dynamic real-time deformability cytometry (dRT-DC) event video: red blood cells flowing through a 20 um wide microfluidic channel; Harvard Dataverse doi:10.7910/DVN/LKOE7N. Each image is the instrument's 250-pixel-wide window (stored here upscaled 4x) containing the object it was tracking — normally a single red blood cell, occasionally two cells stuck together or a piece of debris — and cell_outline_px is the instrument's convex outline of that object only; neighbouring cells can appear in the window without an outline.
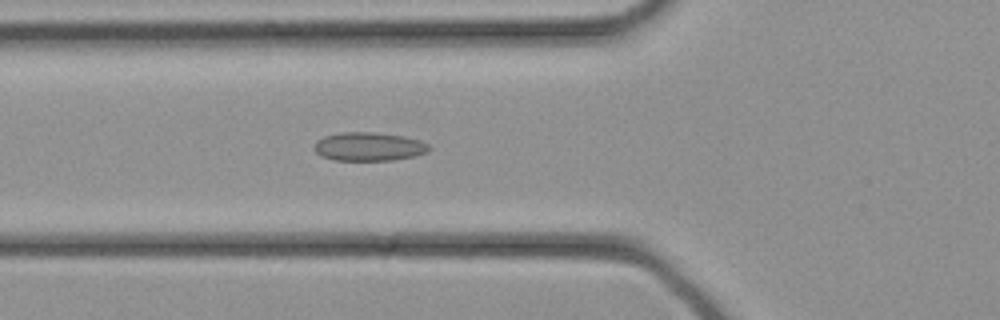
{"species": "common noctule bat (a hibernating species)", "species_latin": "Nyctalus noctula", "temperature_condition": "cold", "stored_images_in_passage": 25, "camera_frame_rate_fps": 3000, "um_per_image_px": 0.085, "animal": {"sex": "female", "body_mass_g": 21.9}, "frame": {"image": 1, "passage_image": 4, "time_ms": 1.0, "image_size_px": [1000, 320], "cell_outline_px": [[432, 148], [428, 152], [416, 156], [392, 160], [336, 160], [320, 156], [312, 148], [316, 140], [324, 136], [340, 132], [376, 132], [404, 136], [420, 140], [428, 144]], "centroid_in_image_um": [31.35, 12.45], "position_along_channel_um": 94.4, "area_um2": 19.42}}
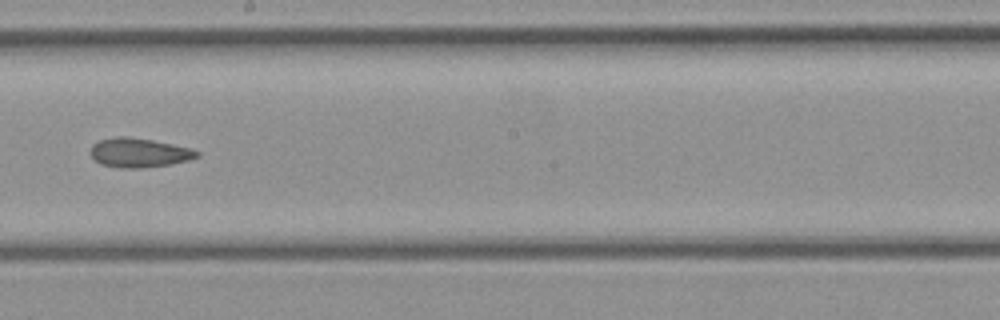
{"frame": {"image": 2, "passage_image": 11, "time_ms": 3.333, "image_size_px": [1000, 320], "cell_outline_px": [[200, 156], [188, 160], [172, 164], [144, 168], [120, 168], [100, 164], [88, 152], [92, 144], [100, 140], [116, 136], [128, 136], [152, 140], [192, 148], [200, 152]], "centroid_in_image_um": [11.82, 12.98], "position_along_channel_um": 236.4, "area_um2": 18.38}}
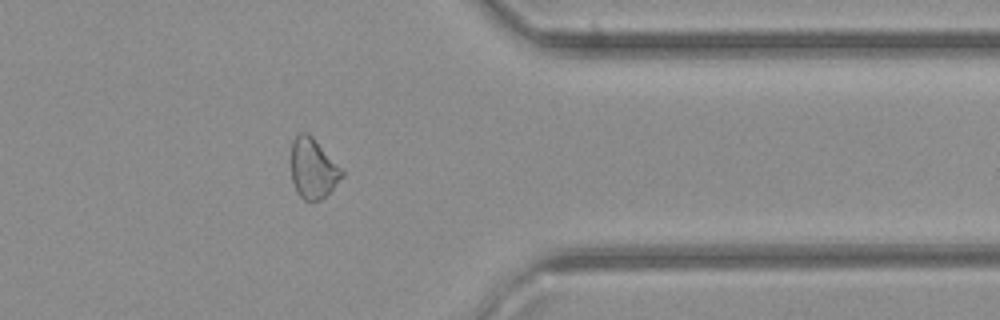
{"frame": {"image": 3, "passage_image": 19, "time_ms": 6.0, "image_size_px": [1000, 320], "cell_outline_px": [[344, 176], [320, 200], [312, 204], [304, 200], [300, 196], [292, 180], [292, 140], [300, 132], [308, 132], [344, 168]], "centroid_in_image_um": [26.64, 14.32], "position_along_channel_um": 384.8, "area_um2": 18.03}}